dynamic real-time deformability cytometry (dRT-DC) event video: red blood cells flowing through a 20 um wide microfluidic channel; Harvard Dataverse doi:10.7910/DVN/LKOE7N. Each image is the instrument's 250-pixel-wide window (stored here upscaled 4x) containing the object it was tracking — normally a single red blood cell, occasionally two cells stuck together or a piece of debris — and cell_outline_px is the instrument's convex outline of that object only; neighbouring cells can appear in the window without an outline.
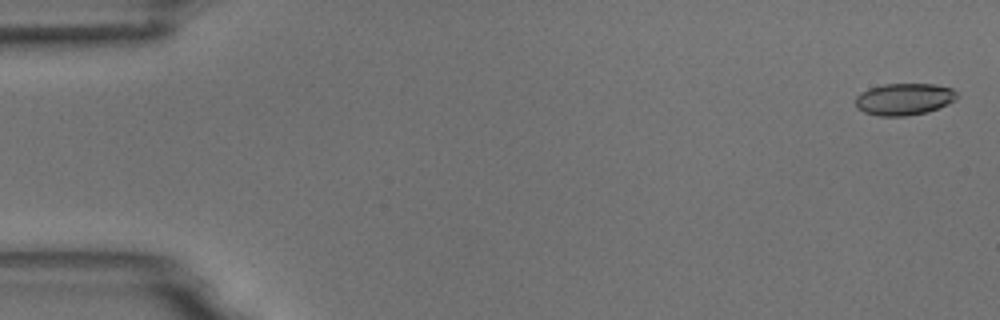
{"species": "common noctule bat (a hibernating species)", "species_latin": "Nyctalus noctula", "temperature_condition": "room temperature", "stored_images_in_passage": 55, "camera_frame_rate_fps": 3000, "um_per_image_px": 0.085, "animal": {"sex": "male", "body_mass_g": 18.8}, "frame": {"image": 1, "passage_image": 2, "time_ms": 0.333, "image_size_px": [1000, 320], "cell_outline_px": [[956, 100], [948, 104], [924, 112], [908, 116], [880, 116], [864, 112], [856, 108], [856, 96], [860, 92], [868, 88], [884, 84], [936, 84], [952, 88], [956, 92]], "centroid_in_image_um": [76.82, 8.42], "position_along_channel_um": 8.2, "area_um2": 18.84}}
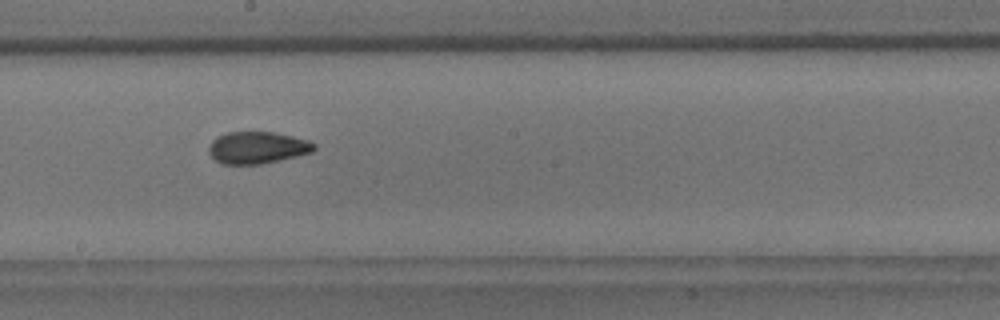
{"frame": {"image": 2, "passage_image": 31, "time_ms": 10.0, "image_size_px": [1000, 320], "cell_outline_px": [[316, 148], [312, 152], [280, 160], [260, 164], [220, 164], [208, 152], [208, 148], [212, 140], [216, 136], [228, 132], [272, 132], [292, 136], [308, 140], [316, 144]], "centroid_in_image_um": [21.86, 12.55], "position_along_channel_um": 226.3, "area_um2": 19.65}}
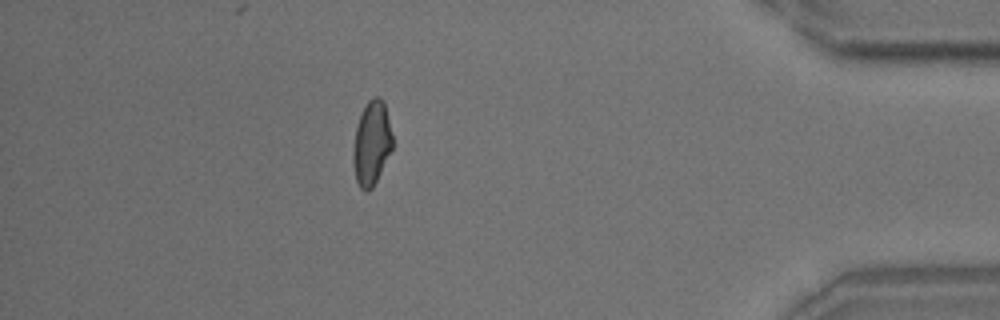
{"frame": {"image": 3, "passage_image": 49, "time_ms": 16.0, "image_size_px": [1000, 320], "cell_outline_px": [[392, 148], [372, 188], [368, 192], [360, 188], [356, 180], [352, 160], [352, 152], [356, 128], [360, 116], [368, 100], [372, 96], [380, 96], [384, 100], [392, 136]], "centroid_in_image_um": [31.57, 12.15], "position_along_channel_um": 403.6, "area_um2": 19.13}, "authors_computed_cell_mechanics": {"area_um2": 19.4786, "velocity_mm_per_s": 3.6821, "shape_relaxation_time_tau1_ms": 5.6755, "shape_relaxation_time_tau2_ms": 1.5003, "deformation_change_tau1": 0.1383, "deformation_change_tau2": 0.0646}}